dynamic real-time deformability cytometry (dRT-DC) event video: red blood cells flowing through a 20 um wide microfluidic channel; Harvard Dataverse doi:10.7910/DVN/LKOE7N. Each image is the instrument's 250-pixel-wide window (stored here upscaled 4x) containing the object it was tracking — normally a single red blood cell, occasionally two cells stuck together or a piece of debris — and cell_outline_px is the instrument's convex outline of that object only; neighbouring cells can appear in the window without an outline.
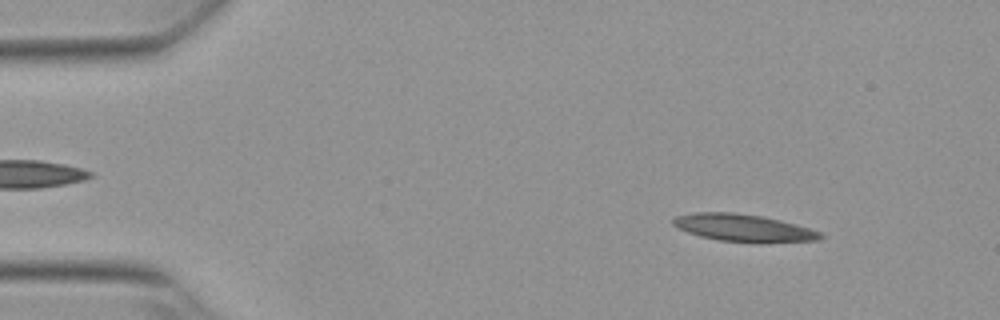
{"species": "Egyptian fruit bat (a non-hibernating species)", "species_latin": "Rousettus aegyptiacus", "temperature_condition": "warm", "stored_images_in_passage": 11, "camera_frame_rate_fps": 3000, "um_per_image_px": 0.085, "animal": {"sex": "female"}, "frame": {"image": 1, "passage_image": 1, "time_ms": 0.0, "image_size_px": [1000, 320], "cell_outline_px": [[824, 236], [816, 240], [720, 240], [700, 236], [676, 228], [672, 224], [672, 220], [676, 216], [696, 212], [732, 212], [764, 216], [796, 224], [820, 232]], "centroid_in_image_um": [63.08, 19.31], "position_along_channel_um": 21.9, "area_um2": 22.37}}